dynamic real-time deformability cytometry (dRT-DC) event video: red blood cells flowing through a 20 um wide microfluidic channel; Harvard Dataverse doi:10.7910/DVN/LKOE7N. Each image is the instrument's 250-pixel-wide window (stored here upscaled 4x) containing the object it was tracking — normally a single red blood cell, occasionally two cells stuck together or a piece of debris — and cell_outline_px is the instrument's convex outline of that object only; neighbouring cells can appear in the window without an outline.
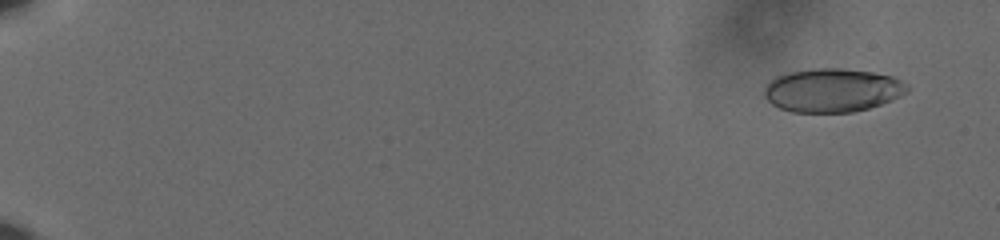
{"species": "human", "species_latin": "Homo sapiens", "temperature_condition": "cold", "stored_images_in_passage": 61, "camera_frame_rate_fps": 3000, "um_per_image_px": 0.085, "donor": {"sex": "male"}, "frame": {"image": 1, "passage_image": 5, "time_ms": 1.333, "image_size_px": [1000, 240], "cell_outline_px": [[912, 88], [908, 92], [892, 100], [868, 108], [852, 112], [792, 112], [780, 108], [772, 104], [764, 96], [764, 84], [768, 80], [776, 76], [788, 72], [820, 68], [844, 68], [872, 72], [892, 76], [908, 84]], "centroid_in_image_um": [70.75, 7.66], "position_along_channel_um": 14.3, "area_um2": 36.59}}
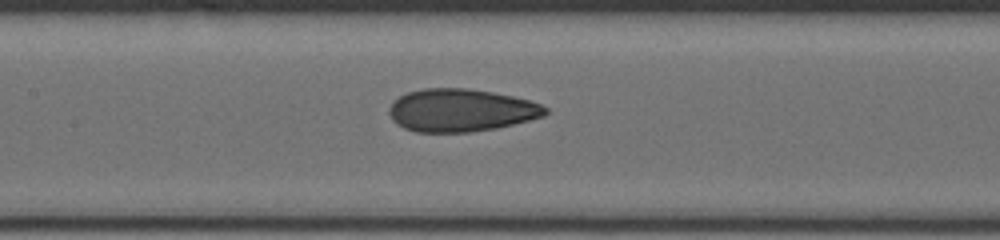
{"frame": {"image": 2, "passage_image": 33, "time_ms": 10.667, "image_size_px": [1000, 240], "cell_outline_px": [[548, 112], [544, 116], [496, 128], [468, 132], [416, 132], [404, 128], [396, 124], [392, 120], [388, 112], [388, 108], [400, 96], [408, 92], [424, 88], [468, 88], [492, 92], [512, 96], [528, 100], [540, 104], [548, 108]], "centroid_in_image_um": [39.16, 9.37], "position_along_channel_um": 168.2, "area_um2": 38.78}}
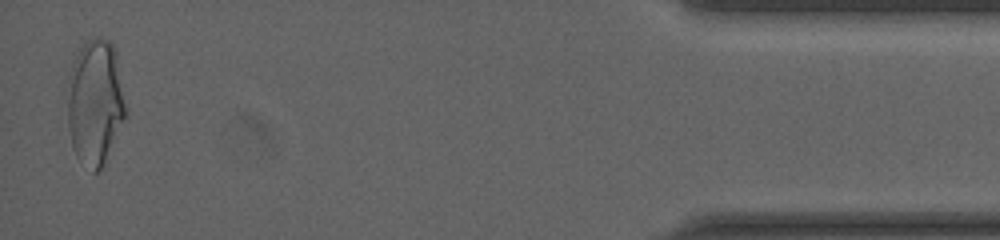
{"frame": {"image": 3, "passage_image": 60, "time_ms": 19.667, "image_size_px": [1000, 240], "cell_outline_px": [[128, 108], [104, 168], [96, 172], [92, 172], [76, 156], [72, 148], [68, 128], [68, 76], [72, 64], [84, 40], [96, 36], [108, 40], [112, 44], [116, 52]], "centroid_in_image_um": [8.1, 8.7], "position_along_channel_um": 427.1, "area_um2": 43.41}, "authors_computed_cell_mechanics": {"area_um2": 37.859, "velocity_mm_per_s": 3.6324, "shape_relaxation_time_tau1_ms": null, "shape_relaxation_time_tau2_ms": 1.5262, "deformation_change_tau1": null, "deformation_change_tau2": 0.0706}}